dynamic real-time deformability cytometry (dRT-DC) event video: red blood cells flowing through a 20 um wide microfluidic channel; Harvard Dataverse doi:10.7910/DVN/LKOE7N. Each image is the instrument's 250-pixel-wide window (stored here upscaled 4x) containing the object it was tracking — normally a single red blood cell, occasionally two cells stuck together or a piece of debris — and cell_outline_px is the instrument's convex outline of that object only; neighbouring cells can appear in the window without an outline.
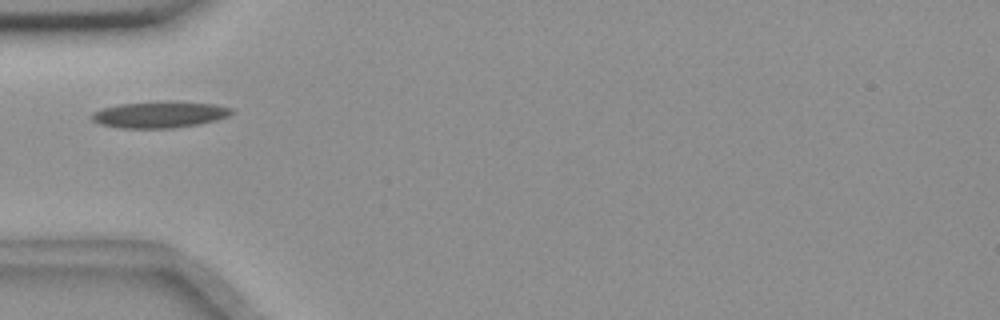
{"species": "common noctule bat (a hibernating species)", "species_latin": "Nyctalus noctula", "temperature_condition": "room temperature", "stored_images_in_passage": 9, "camera_frame_rate_fps": 3000, "um_per_image_px": 0.085, "animal": {"sex": "female", "body_mass_g": 18.4}, "frame": {"image": 1, "passage_image": 4, "time_ms": 3.333, "image_size_px": [1000, 320], "cell_outline_px": [[236, 112], [228, 116], [216, 120], [200, 124], [172, 128], [120, 128], [100, 124], [92, 120], [88, 116], [92, 112], [100, 108], [120, 104], [168, 100], [216, 104], [232, 108]], "centroid_in_image_um": [13.57, 9.72], "position_along_channel_um": 71.4, "area_um2": 22.02}}
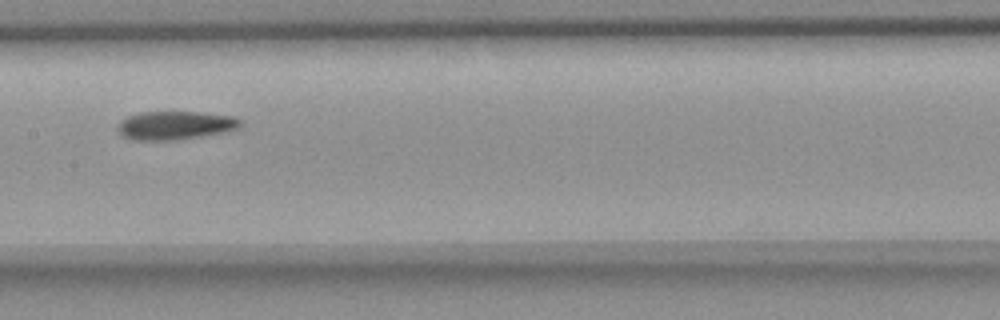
{"frame": {"image": 2, "passage_image": 7, "time_ms": 6.667, "image_size_px": [1000, 320], "cell_outline_px": [[240, 128], [224, 132], [180, 140], [132, 140], [124, 136], [116, 128], [120, 120], [128, 116], [140, 112], [200, 112], [232, 116], [240, 120]], "centroid_in_image_um": [14.87, 10.66], "position_along_channel_um": 192.5, "area_um2": 20.4}}
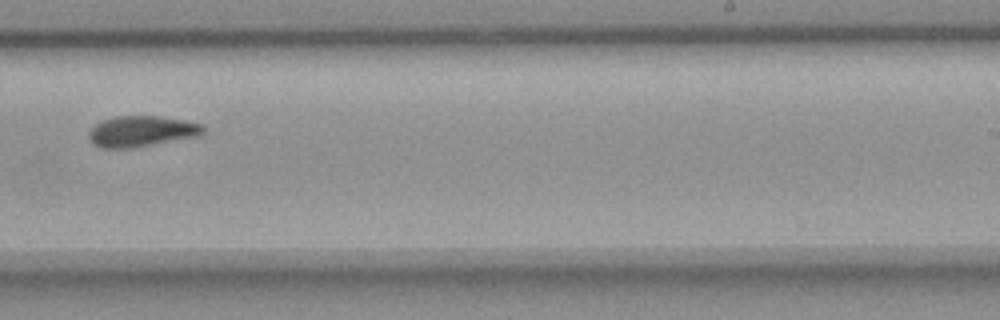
{"frame": {"image": 3, "passage_image": 9, "time_ms": 9.0, "image_size_px": [1000, 320], "cell_outline_px": [[204, 132], [200, 136], [128, 148], [100, 148], [92, 144], [88, 136], [88, 132], [100, 120], [116, 116], [160, 116], [184, 120], [200, 124], [204, 128]], "centroid_in_image_um": [11.99, 11.15], "position_along_channel_um": 277.0, "area_um2": 20.52}}